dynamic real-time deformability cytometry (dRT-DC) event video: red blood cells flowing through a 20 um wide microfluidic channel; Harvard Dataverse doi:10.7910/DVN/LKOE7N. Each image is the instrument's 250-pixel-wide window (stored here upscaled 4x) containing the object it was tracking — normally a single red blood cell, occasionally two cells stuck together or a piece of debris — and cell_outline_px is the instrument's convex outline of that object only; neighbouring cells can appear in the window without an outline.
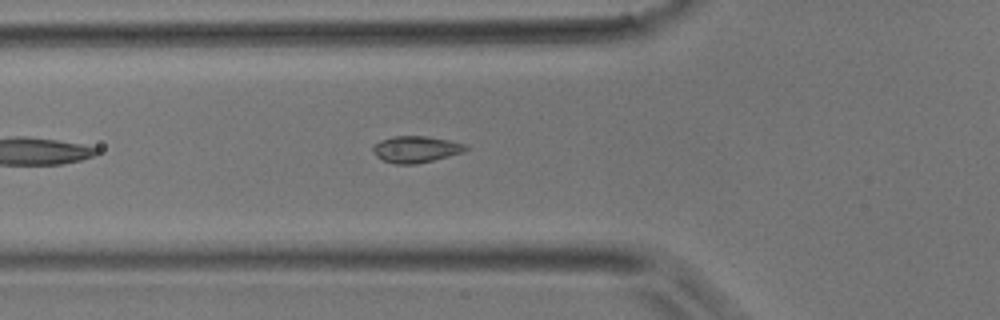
{"species": "common noctule bat (a hibernating species)", "species_latin": "Nyctalus noctula", "temperature_condition": "room temperature", "stored_images_in_passage": 15, "camera_frame_rate_fps": 3000, "um_per_image_px": 0.085, "animal": {"sex": "male", "body_mass_g": 17.9}, "frame": {"image": 1, "passage_image": 7, "time_ms": 2.0, "image_size_px": [1000, 320], "cell_outline_px": [[468, 148], [464, 152], [416, 164], [396, 164], [380, 160], [376, 156], [372, 148], [372, 144], [380, 140], [392, 136], [428, 136], [468, 144]], "centroid_in_image_um": [35.33, 12.68], "position_along_channel_um": 90.5, "area_um2": 14.51}}
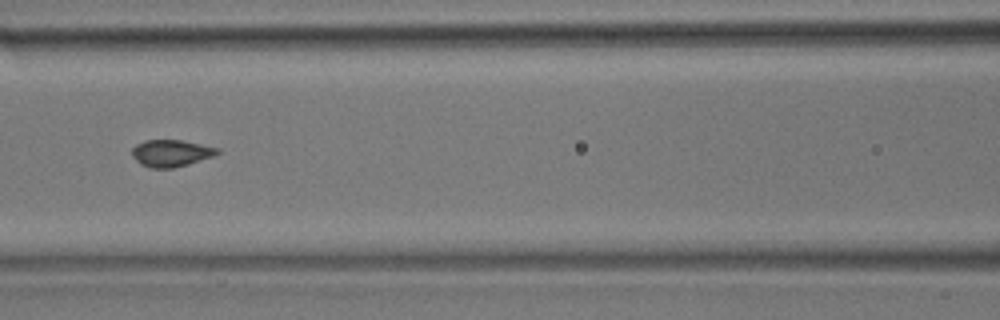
{"frame": {"image": 2, "passage_image": 11, "time_ms": 3.333, "image_size_px": [1000, 320], "cell_outline_px": [[220, 152], [212, 156], [188, 164], [172, 168], [148, 168], [140, 164], [132, 156], [132, 148], [136, 144], [144, 140], [180, 140], [220, 148]], "centroid_in_image_um": [14.51, 13.02], "position_along_channel_um": 152.1, "area_um2": 13.35}}
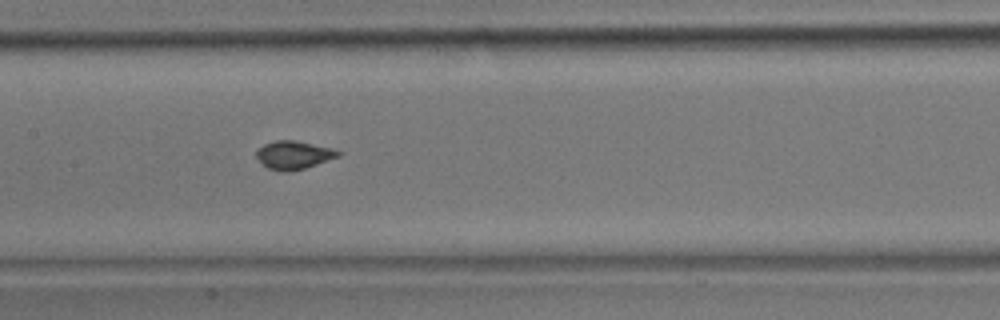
{"frame": {"image": 3, "passage_image": 13, "time_ms": 4.0, "image_size_px": [1000, 320], "cell_outline_px": [[344, 152], [340, 156], [304, 168], [288, 172], [284, 172], [268, 168], [256, 156], [256, 152], [264, 144], [276, 140], [296, 140]], "centroid_in_image_um": [24.97, 13.17], "position_along_channel_um": 182.4, "area_um2": 13.18}}